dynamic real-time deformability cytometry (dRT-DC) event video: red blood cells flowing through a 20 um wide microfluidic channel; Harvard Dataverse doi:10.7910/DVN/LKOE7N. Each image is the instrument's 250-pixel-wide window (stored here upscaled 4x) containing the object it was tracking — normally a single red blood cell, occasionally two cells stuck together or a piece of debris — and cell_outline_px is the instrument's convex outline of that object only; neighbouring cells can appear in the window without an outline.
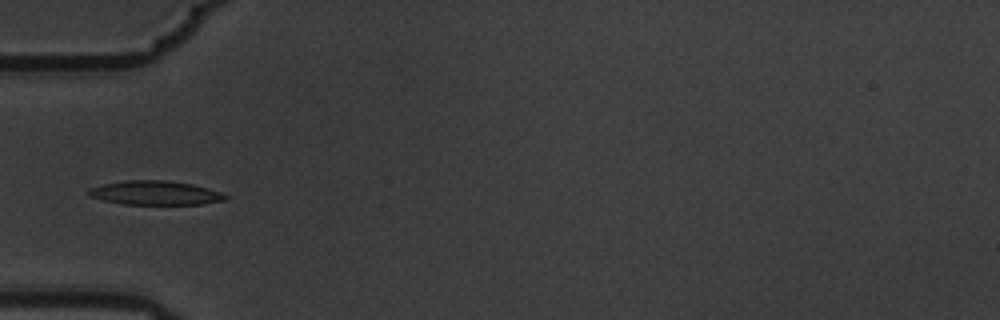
{"species": "common noctule bat (a hibernating species)", "species_latin": "Nyctalus noctula", "temperature_condition": "warm", "stored_images_in_passage": 5, "camera_frame_rate_fps": 3000, "um_per_image_px": 0.085, "animal": {"sex": "male", "body_mass_g": 19.5, "forearm_length_mm": 54.6}, "frame": {"image": 1, "passage_image": 5, "time_ms": 1.333, "image_size_px": [1000, 320], "cell_outline_px": [[232, 196], [228, 200], [204, 204], [124, 204], [104, 200], [88, 196], [88, 188], [104, 184], [124, 180], [164, 180], [192, 184], [208, 188]], "centroid_in_image_um": [13.25, 16.4], "position_along_channel_um": 71.8, "area_um2": 19.31}}